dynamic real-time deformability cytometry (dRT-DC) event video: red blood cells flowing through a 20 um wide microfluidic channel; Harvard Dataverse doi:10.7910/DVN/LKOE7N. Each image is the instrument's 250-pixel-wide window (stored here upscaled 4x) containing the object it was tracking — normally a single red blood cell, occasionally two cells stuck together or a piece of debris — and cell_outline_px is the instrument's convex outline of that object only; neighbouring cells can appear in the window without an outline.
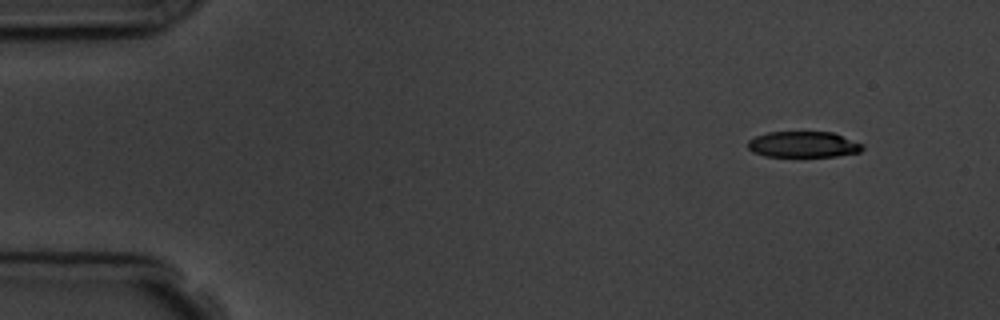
{"species": "common noctule bat (a hibernating species)", "species_latin": "Nyctalus noctula", "temperature_condition": "room temperature", "stored_images_in_passage": 4, "camera_frame_rate_fps": 3000, "um_per_image_px": 0.085, "animal": {"sex": "male", "body_mass_g": 19.5, "forearm_length_mm": 54.6}, "frame": {"image": 1, "passage_image": 1, "time_ms": 0.0, "image_size_px": [1000, 320], "cell_outline_px": [[864, 148], [860, 152], [836, 156], [764, 156], [752, 152], [748, 148], [748, 140], [756, 136], [768, 132], [832, 132], [864, 144]], "centroid_in_image_um": [68.28, 12.28], "position_along_channel_um": 16.7, "area_um2": 17.34}}
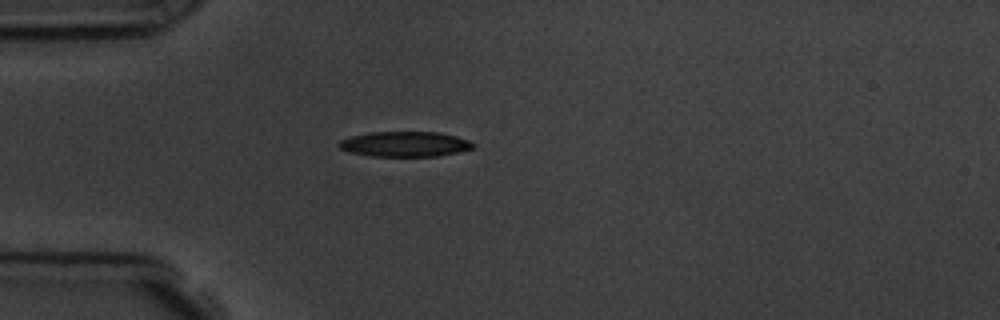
{"frame": {"image": 2, "passage_image": 4, "time_ms": 3.333, "image_size_px": [1000, 320], "cell_outline_px": [[476, 144], [472, 148], [440, 156], [372, 156], [348, 152], [340, 148], [336, 144], [340, 140], [352, 136], [372, 132], [440, 132], [456, 136], [468, 140]], "centroid_in_image_um": [34.4, 12.25], "position_along_channel_um": 50.6, "area_um2": 19.65}}